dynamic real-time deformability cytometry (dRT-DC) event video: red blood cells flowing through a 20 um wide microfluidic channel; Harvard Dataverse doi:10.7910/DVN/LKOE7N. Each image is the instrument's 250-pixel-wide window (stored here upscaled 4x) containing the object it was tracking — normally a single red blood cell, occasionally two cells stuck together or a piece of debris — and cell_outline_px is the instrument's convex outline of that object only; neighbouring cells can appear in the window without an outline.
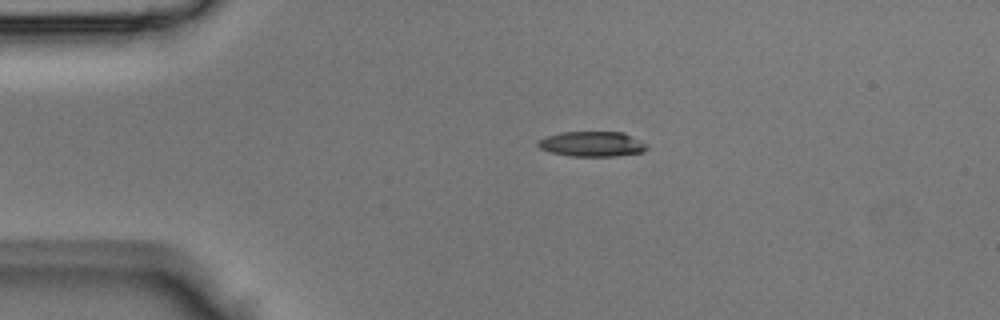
{"species": "Egyptian fruit bat (a non-hibernating species)", "species_latin": "Rousettus aegyptiacus", "temperature_condition": "room temperature", "stored_images_in_passage": 5, "camera_frame_rate_fps": 3000, "um_per_image_px": 0.085, "animal": {"sex": "male"}, "frame": {"image": 1, "passage_image": 5, "time_ms": 1.333, "image_size_px": [1000, 320], "cell_outline_px": [[648, 148], [644, 152], [616, 156], [568, 156], [552, 152], [540, 148], [536, 144], [536, 140], [544, 136], [560, 132], [624, 132], [648, 144]], "centroid_in_image_um": [50.32, 12.23], "position_along_channel_um": 34.7, "area_um2": 16.18}}